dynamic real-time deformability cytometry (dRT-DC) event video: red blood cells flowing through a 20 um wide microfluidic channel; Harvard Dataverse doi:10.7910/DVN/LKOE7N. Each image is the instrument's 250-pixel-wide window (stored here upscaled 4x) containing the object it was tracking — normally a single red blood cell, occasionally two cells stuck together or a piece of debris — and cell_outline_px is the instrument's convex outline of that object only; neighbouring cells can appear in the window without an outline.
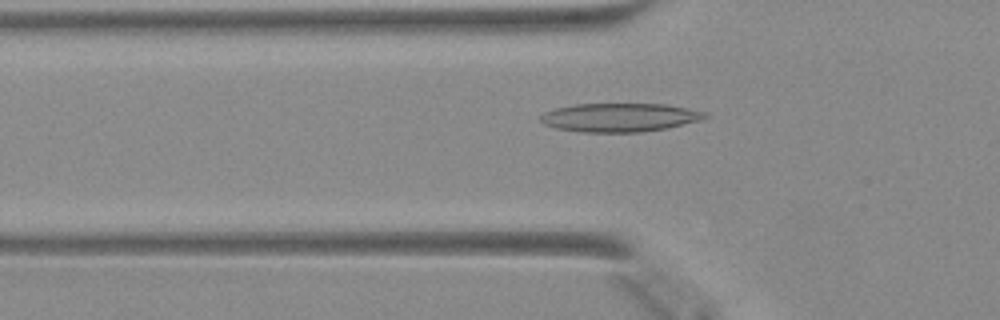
{"species": "Egyptian fruit bat (a non-hibernating species)", "species_latin": "Rousettus aegyptiacus", "temperature_condition": "warm", "stored_images_in_passage": 42, "camera_frame_rate_fps": 3000, "um_per_image_px": 0.085, "animal": {"sex": "female"}, "frame": {"image": 1, "passage_image": 10, "time_ms": 3.0, "image_size_px": [1000, 320], "cell_outline_px": [[708, 116], [704, 120], [668, 128], [640, 132], [584, 132], [556, 128], [544, 124], [540, 120], [540, 116], [544, 112], [556, 108], [572, 104], [664, 104], [704, 112]], "centroid_in_image_um": [52.67, 9.98], "position_along_channel_um": 73.1, "area_um2": 27.4}}
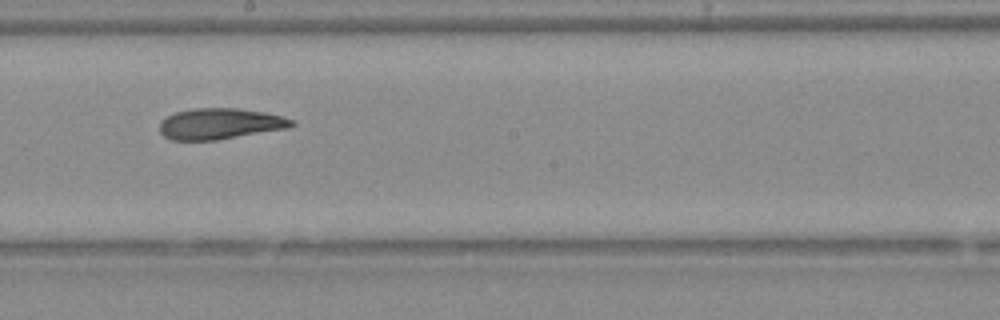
{"frame": {"image": 2, "passage_image": 21, "time_ms": 6.667, "image_size_px": [1000, 320], "cell_outline_px": [[296, 124], [288, 128], [216, 140], [172, 140], [164, 136], [160, 132], [160, 120], [176, 112], [192, 108], [236, 108], [264, 112], [280, 116], [292, 120]], "centroid_in_image_um": [18.67, 10.52], "position_along_channel_um": 229.5, "area_um2": 23.7}}
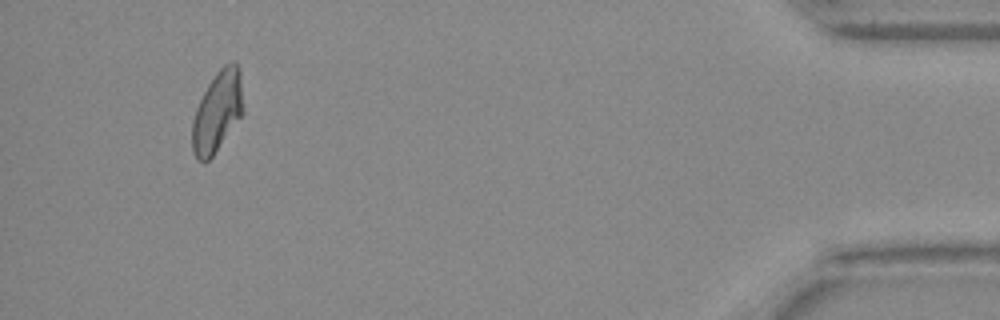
{"frame": {"image": 3, "passage_image": 39, "time_ms": 12.667, "image_size_px": [1000, 320], "cell_outline_px": [[244, 112], [212, 156], [208, 160], [196, 160], [192, 152], [192, 120], [196, 108], [208, 84], [216, 72], [224, 64], [232, 60], [236, 60], [240, 72], [244, 108]], "centroid_in_image_um": [18.48, 9.45], "position_along_channel_um": 416.7, "area_um2": 24.04}}